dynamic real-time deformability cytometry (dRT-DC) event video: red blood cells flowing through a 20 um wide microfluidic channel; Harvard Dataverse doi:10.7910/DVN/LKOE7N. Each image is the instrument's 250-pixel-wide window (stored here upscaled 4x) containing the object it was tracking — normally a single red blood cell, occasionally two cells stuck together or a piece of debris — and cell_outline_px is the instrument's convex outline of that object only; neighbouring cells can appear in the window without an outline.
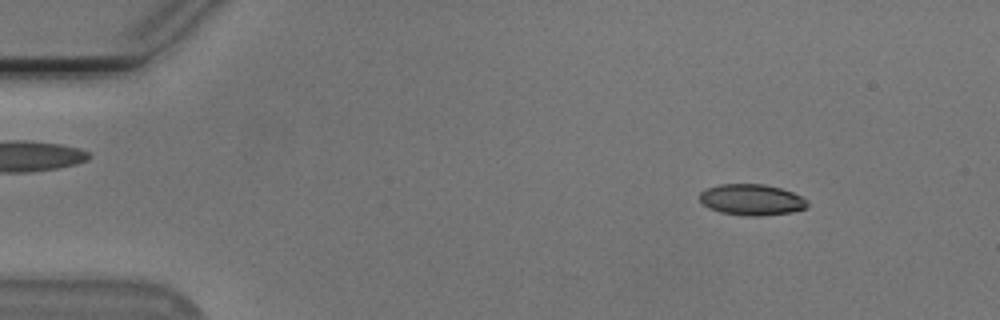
{"species": "Egyptian fruit bat (a non-hibernating species)", "species_latin": "Rousettus aegyptiacus", "temperature_condition": "cold", "stored_images_in_passage": 53, "camera_frame_rate_fps": 3000, "um_per_image_px": 0.085, "animal": {"sex": "male"}, "frame": {"image": 1, "passage_image": 6, "time_ms": 1.667, "image_size_px": [1000, 320], "cell_outline_px": [[808, 204], [804, 208], [792, 212], [756, 216], [752, 216], [720, 212], [704, 204], [700, 200], [700, 192], [704, 188], [720, 184], [764, 184], [780, 188], [792, 192], [808, 200]], "centroid_in_image_um": [63.88, 16.96], "position_along_channel_um": 21.1, "area_um2": 19.31}}
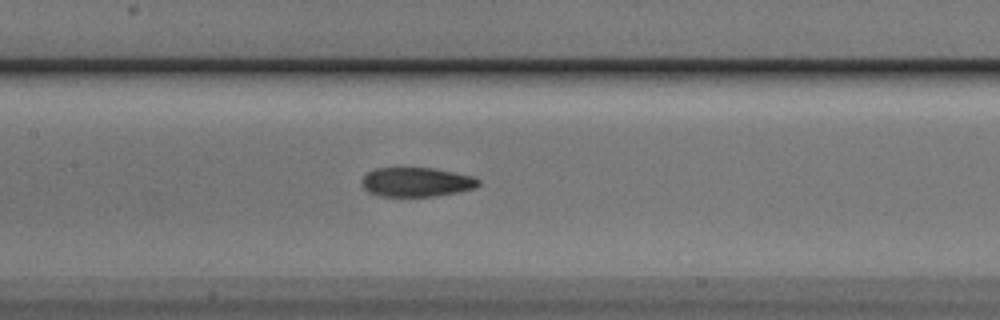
{"frame": {"image": 2, "passage_image": 25, "time_ms": 8.0, "image_size_px": [1000, 320], "cell_outline_px": [[480, 184], [476, 188], [460, 192], [436, 196], [380, 196], [368, 192], [360, 184], [360, 180], [368, 172], [376, 168], [432, 168], [472, 176], [480, 180]], "centroid_in_image_um": [35.39, 15.48], "position_along_channel_um": 172.0, "area_um2": 20.0}}
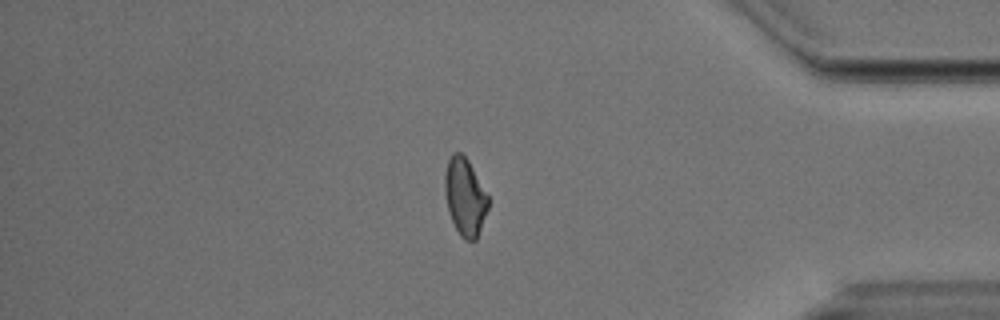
{"frame": {"image": 3, "passage_image": 45, "time_ms": 14.667, "image_size_px": [1000, 320], "cell_outline_px": [[488, 208], [476, 240], [464, 240], [460, 236], [452, 220], [448, 208], [444, 192], [444, 176], [448, 160], [452, 152], [460, 152], [468, 160], [488, 196]], "centroid_in_image_um": [39.5, 16.72], "position_along_channel_um": 395.7, "area_um2": 19.36}, "authors_computed_cell_mechanics": {"area_um2": 20.1722, "velocity_mm_per_s": 3.7864, "shape_relaxation_time_tau1_ms": 6.2643, "shape_relaxation_time_tau2_ms": 4.9222, "deformation_change_tau1": 0.1717, "deformation_change_tau2": 0.109}}